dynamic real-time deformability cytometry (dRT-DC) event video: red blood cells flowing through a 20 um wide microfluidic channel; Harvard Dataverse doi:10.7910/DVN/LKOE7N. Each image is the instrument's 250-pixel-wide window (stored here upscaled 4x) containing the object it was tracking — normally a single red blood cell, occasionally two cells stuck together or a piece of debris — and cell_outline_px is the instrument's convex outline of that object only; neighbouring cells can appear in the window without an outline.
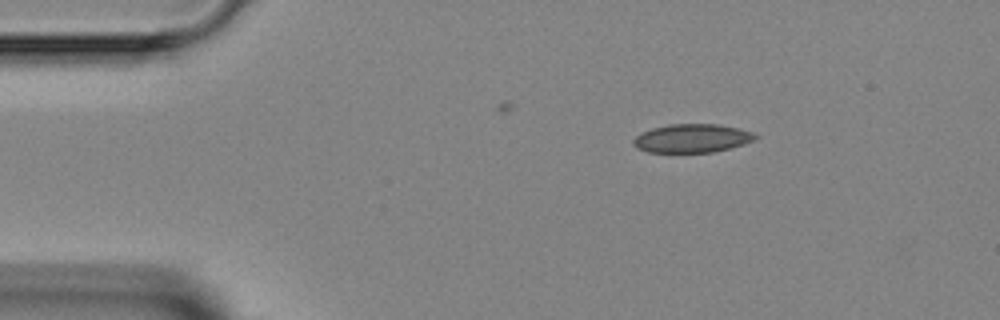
{"species": "Egyptian fruit bat (a non-hibernating species)", "species_latin": "Rousettus aegyptiacus", "temperature_condition": "room temperature", "stored_images_in_passage": 4, "camera_frame_rate_fps": 3000, "um_per_image_px": 0.085, "animal": {"sex": "female"}, "frame": {"image": 1, "passage_image": 1, "time_ms": 0.0, "image_size_px": [1000, 320], "cell_outline_px": [[760, 136], [744, 144], [712, 152], [648, 152], [636, 148], [632, 144], [632, 140], [640, 132], [652, 128], [668, 124], [716, 124], [736, 128], [752, 132]], "centroid_in_image_um": [58.76, 11.75], "position_along_channel_um": 26.2, "area_um2": 20.23}}
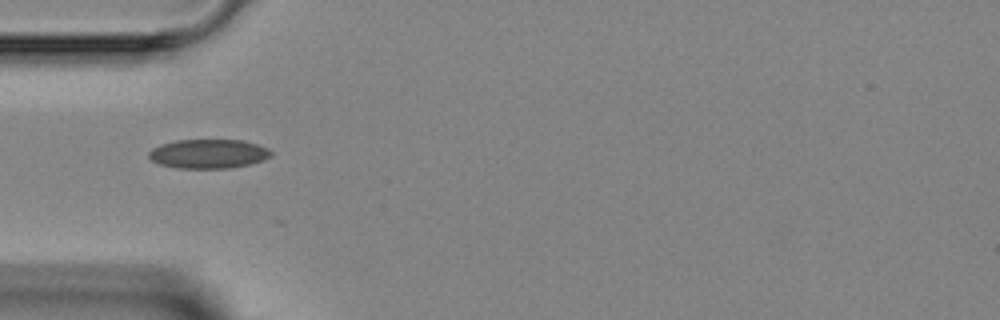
{"frame": {"image": 2, "passage_image": 3, "time_ms": 2.333, "image_size_px": [1000, 320], "cell_outline_px": [[272, 156], [264, 160], [252, 164], [232, 168], [180, 168], [160, 164], [152, 160], [148, 156], [148, 152], [152, 148], [160, 144], [176, 140], [244, 140], [268, 148], [272, 152]], "centroid_in_image_um": [17.74, 13.07], "position_along_channel_um": 67.3, "area_um2": 20.92}}